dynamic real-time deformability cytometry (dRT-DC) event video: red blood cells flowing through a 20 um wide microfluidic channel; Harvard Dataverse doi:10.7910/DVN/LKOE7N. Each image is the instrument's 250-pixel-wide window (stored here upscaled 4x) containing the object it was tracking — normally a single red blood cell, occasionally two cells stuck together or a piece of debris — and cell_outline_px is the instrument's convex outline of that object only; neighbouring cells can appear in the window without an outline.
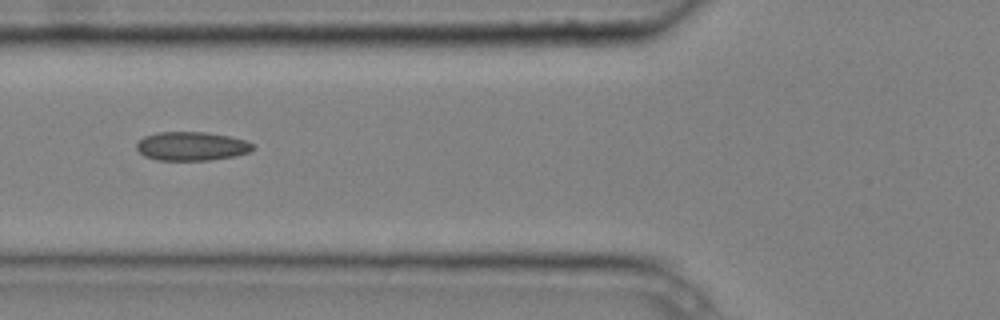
{"species": "common noctule bat (a hibernating species)", "species_latin": "Nyctalus noctula", "temperature_condition": "cold", "stored_images_in_passage": 5, "camera_frame_rate_fps": 3000, "um_per_image_px": 0.085, "animal": {"sex": "male", "body_mass_g": 20.4}, "frame": {"image": 1, "passage_image": 3, "time_ms": 0.667, "image_size_px": [1000, 320], "cell_outline_px": [[256, 148], [248, 152], [236, 156], [208, 160], [156, 160], [144, 156], [136, 148], [136, 144], [144, 136], [156, 132], [204, 132], [228, 136], [244, 140], [256, 144]], "centroid_in_image_um": [16.3, 12.43], "position_along_channel_um": 109.5, "area_um2": 19.59}}
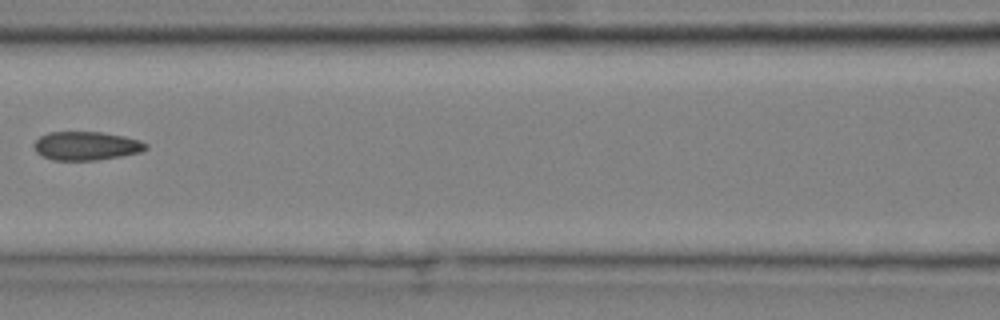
{"frame": {"image": 2, "passage_image": 4, "time_ms": 1.0, "image_size_px": [1000, 320], "cell_outline_px": [[148, 148], [140, 152], [120, 156], [96, 160], [52, 160], [36, 152], [32, 144], [40, 136], [48, 132], [104, 132], [124, 136], [140, 140], [148, 144]], "centroid_in_image_um": [7.33, 12.39], "position_along_channel_um": 159.3, "area_um2": 18.73}}
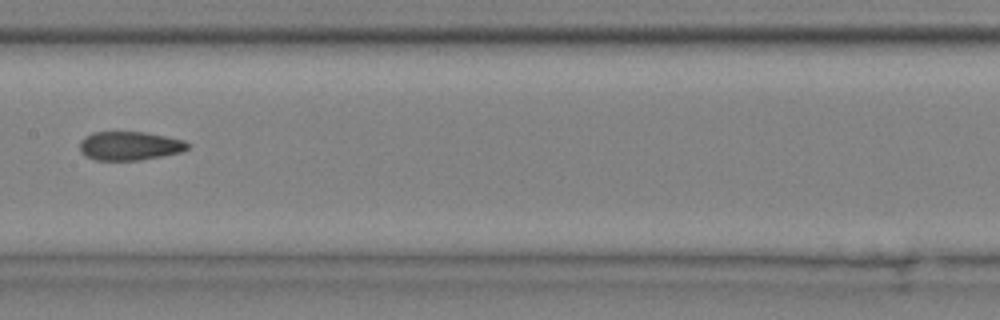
{"frame": {"image": 3, "passage_image": 5, "time_ms": 1.333, "image_size_px": [1000, 320], "cell_outline_px": [[188, 148], [180, 152], [140, 160], [96, 160], [80, 152], [80, 140], [84, 136], [92, 132], [144, 132], [184, 140], [188, 144]], "centroid_in_image_um": [10.98, 12.39], "position_along_channel_um": 196.4, "area_um2": 17.92}}